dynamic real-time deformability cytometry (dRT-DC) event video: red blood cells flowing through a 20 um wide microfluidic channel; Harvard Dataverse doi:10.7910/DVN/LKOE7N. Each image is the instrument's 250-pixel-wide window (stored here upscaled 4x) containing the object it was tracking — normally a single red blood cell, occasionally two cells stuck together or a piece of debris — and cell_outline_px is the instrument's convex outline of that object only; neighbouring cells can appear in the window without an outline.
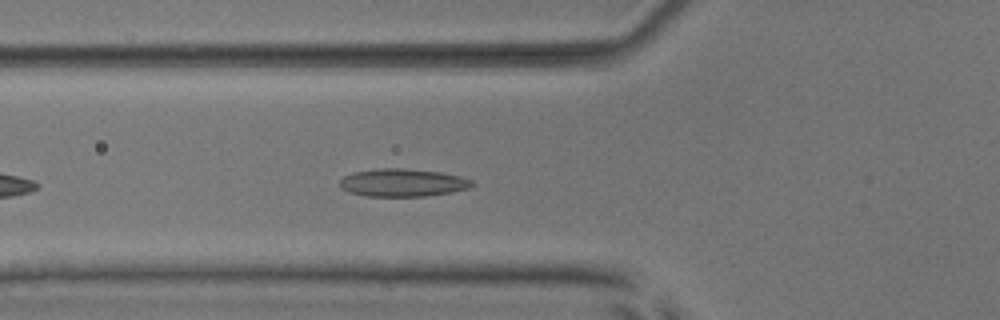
{"species": "common noctule bat (a hibernating species)", "species_latin": "Nyctalus noctula", "temperature_condition": "room temperature", "stored_images_in_passage": 37, "camera_frame_rate_fps": 3000, "um_per_image_px": 0.085, "animal": {"sex": "male", "body_mass_g": 17.9, "forearm_length_mm": 54.2}, "frame": {"image": 1, "passage_image": 7, "time_ms": 2.0, "image_size_px": [1000, 320], "cell_outline_px": [[472, 188], [452, 192], [424, 196], [368, 196], [348, 192], [340, 188], [340, 180], [344, 176], [356, 172], [380, 168], [400, 168], [440, 172], [460, 176], [472, 180]], "centroid_in_image_um": [34.24, 15.53], "position_along_channel_um": 91.6, "area_um2": 21.33}}
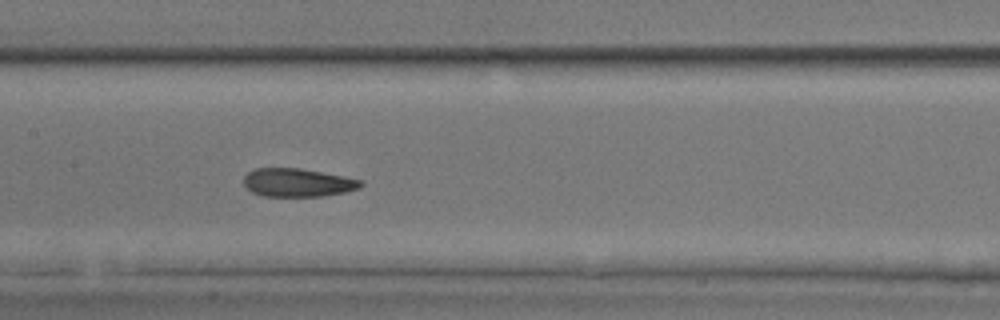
{"frame": {"image": 2, "passage_image": 14, "time_ms": 4.333, "image_size_px": [1000, 320], "cell_outline_px": [[364, 184], [360, 188], [344, 192], [324, 196], [264, 196], [252, 192], [244, 184], [244, 176], [248, 172], [256, 168], [300, 168], [344, 176], [364, 180]], "centroid_in_image_um": [25.34, 15.51], "position_along_channel_um": 182.1, "area_um2": 19.36}}
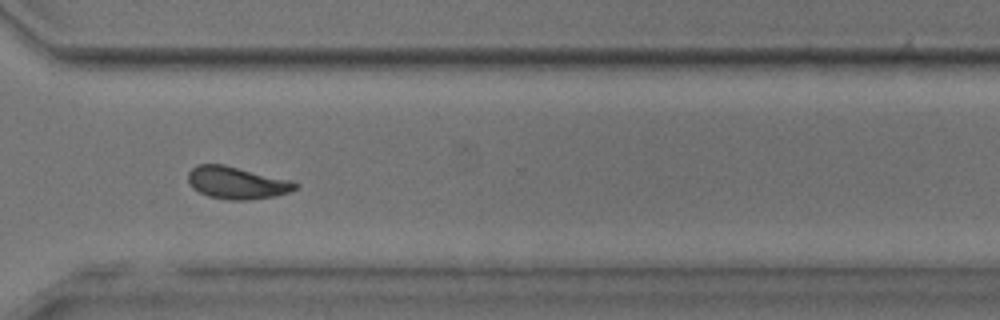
{"frame": {"image": 3, "passage_image": 27, "time_ms": 8.667, "image_size_px": [1000, 320], "cell_outline_px": [[300, 184], [296, 188], [288, 192], [276, 196], [248, 200], [228, 200], [208, 196], [192, 188], [188, 180], [188, 172], [196, 164], [224, 164], [292, 180]], "centroid_in_image_um": [20.13, 15.53], "position_along_channel_um": 350.5, "area_um2": 20.35}, "authors_computed_cell_mechanics": {"area_um2": 19.7098, "velocity_mm_per_s": 3.881, "shape_relaxation_time_tau1_ms": null, "shape_relaxation_time_tau2_ms": 1.868, "deformation_change_tau1": null, "deformation_change_tau2": 0.0814}}